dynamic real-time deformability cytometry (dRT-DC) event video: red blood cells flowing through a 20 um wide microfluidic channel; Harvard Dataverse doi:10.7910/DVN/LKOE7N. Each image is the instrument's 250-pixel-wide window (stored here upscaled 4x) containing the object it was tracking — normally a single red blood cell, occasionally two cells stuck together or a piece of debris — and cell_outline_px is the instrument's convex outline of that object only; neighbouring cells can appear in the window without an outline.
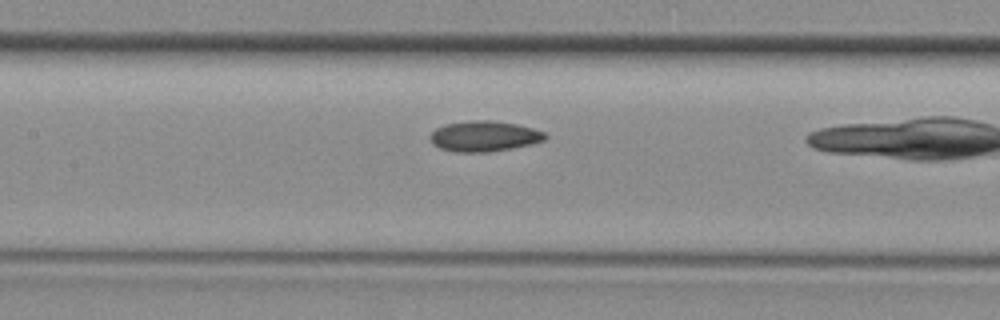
{"species": "common noctule bat (a hibernating species)", "species_latin": "Nyctalus noctula", "temperature_condition": "room temperature", "stored_images_in_passage": 19, "camera_frame_rate_fps": 3000, "um_per_image_px": 0.085, "animal": {"sex": "female", "body_mass_g": 29.2, "forearm_length_mm": 56.3}, "frame": {"image": 1, "passage_image": 9, "time_ms": 2.667, "image_size_px": [1000, 320], "cell_outline_px": [[548, 136], [544, 140], [532, 144], [512, 148], [488, 152], [456, 152], [440, 148], [432, 144], [432, 132], [436, 128], [448, 124], [472, 120], [488, 120], [516, 124], [532, 128], [544, 132]], "centroid_in_image_um": [41.18, 11.58], "position_along_channel_um": 166.2, "area_um2": 20.23}}
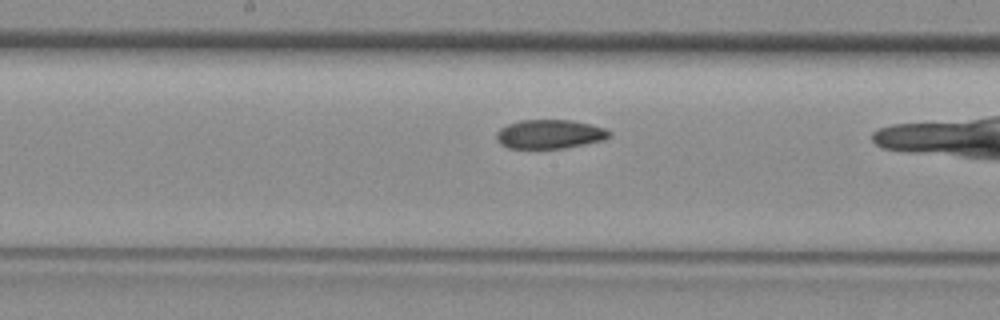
{"frame": {"image": 2, "passage_image": 11, "time_ms": 3.333, "image_size_px": [1000, 320], "cell_outline_px": [[612, 136], [604, 140], [564, 148], [508, 148], [500, 144], [496, 140], [496, 132], [500, 128], [508, 124], [520, 120], [572, 120], [604, 128], [612, 132]], "centroid_in_image_um": [46.71, 11.4], "position_along_channel_um": 201.5, "area_um2": 19.13}}
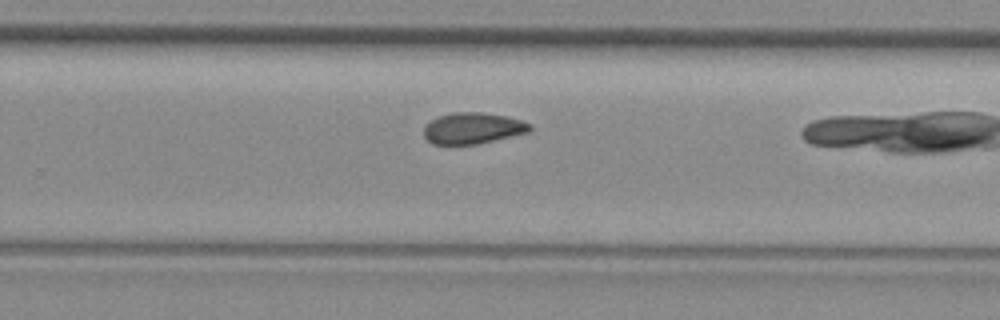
{"frame": {"image": 3, "passage_image": 16, "time_ms": 5.0, "image_size_px": [1000, 320], "cell_outline_px": [[532, 128], [528, 132], [476, 144], [432, 144], [424, 136], [424, 128], [432, 120], [440, 116], [456, 112], [480, 112], [508, 116], [532, 124]], "centroid_in_image_um": [40.21, 10.89], "position_along_channel_um": 289.6, "area_um2": 19.02}}